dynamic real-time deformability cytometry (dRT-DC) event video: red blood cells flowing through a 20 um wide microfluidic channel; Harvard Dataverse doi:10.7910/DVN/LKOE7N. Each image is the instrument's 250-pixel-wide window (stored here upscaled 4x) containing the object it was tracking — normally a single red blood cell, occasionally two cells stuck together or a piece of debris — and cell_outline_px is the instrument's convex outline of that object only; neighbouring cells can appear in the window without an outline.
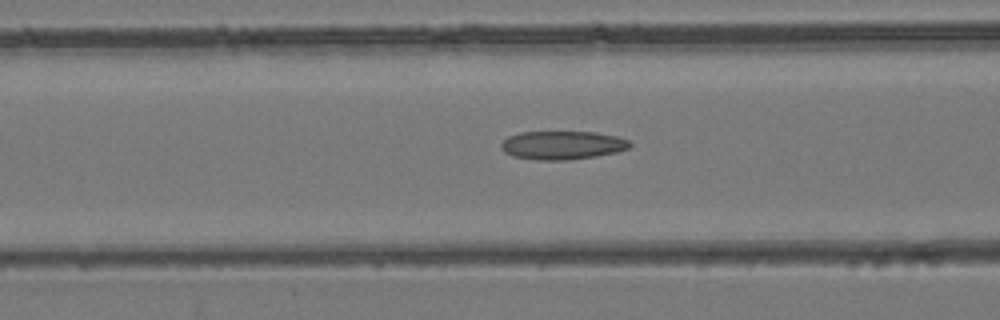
{"species": "common noctule bat (a hibernating species)", "species_latin": "Nyctalus noctula", "temperature_condition": "room temperature", "stored_images_in_passage": 44, "camera_frame_rate_fps": 3000, "um_per_image_px": 0.085, "animal": {"sex": "female", "body_mass_g": 24.6, "forearm_length_mm": 56.2}, "frame": {"image": 1, "passage_image": 18, "time_ms": 5.667, "image_size_px": [1000, 320], "cell_outline_px": [[632, 144], [628, 148], [616, 152], [596, 156], [568, 160], [540, 160], [512, 156], [504, 152], [500, 148], [500, 144], [508, 136], [520, 132], [596, 132], [616, 136], [628, 140]], "centroid_in_image_um": [47.78, 12.34], "position_along_channel_um": 118.8, "area_um2": 21.39}}
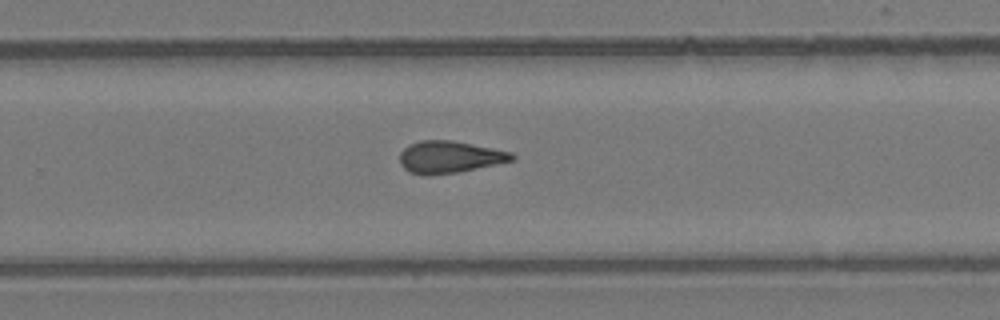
{"frame": {"image": 2, "passage_image": 29, "time_ms": 9.333, "image_size_px": [1000, 320], "cell_outline_px": [[516, 160], [456, 172], [424, 176], [408, 172], [400, 164], [400, 152], [408, 144], [420, 140], [452, 140], [512, 152], [516, 156]], "centroid_in_image_um": [38.19, 13.34], "position_along_channel_um": 291.6, "area_um2": 21.04}}
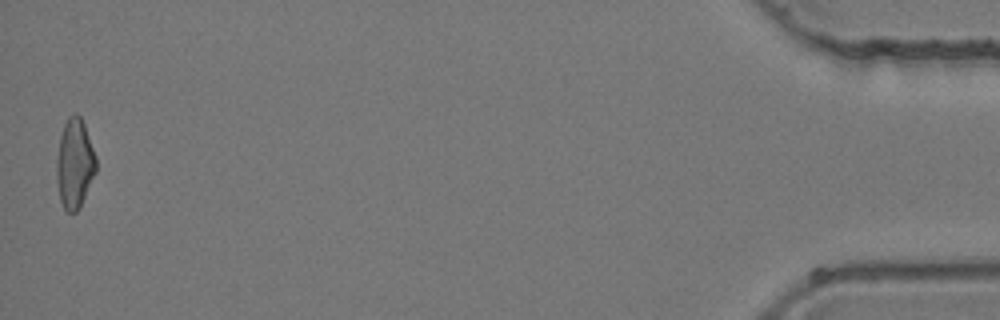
{"frame": {"image": 3, "passage_image": 44, "time_ms": 14.333, "image_size_px": [1000, 320], "cell_outline_px": [[96, 172], [80, 208], [76, 212], [68, 212], [64, 208], [60, 200], [56, 180], [56, 160], [60, 136], [64, 124], [68, 116], [72, 112], [76, 112], [80, 116], [84, 124], [96, 156]], "centroid_in_image_um": [6.34, 13.9], "position_along_channel_um": 428.9, "area_um2": 20.81}}